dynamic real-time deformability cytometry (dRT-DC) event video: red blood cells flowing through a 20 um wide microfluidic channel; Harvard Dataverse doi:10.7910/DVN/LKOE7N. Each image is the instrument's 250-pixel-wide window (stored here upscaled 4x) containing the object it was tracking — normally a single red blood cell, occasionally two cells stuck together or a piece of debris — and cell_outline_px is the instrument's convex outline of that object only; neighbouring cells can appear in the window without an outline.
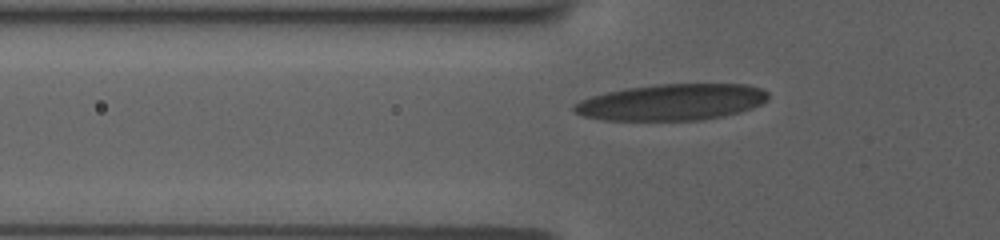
{"species": "human", "species_latin": "Homo sapiens", "temperature_condition": "room temperature", "stored_images_in_passage": 33, "camera_frame_rate_fps": 3000, "um_per_image_px": 0.085, "donor": {"sex": "female"}, "frame": {"image": 1, "passage_image": 4, "time_ms": 1.0, "image_size_px": [1000, 240], "cell_outline_px": [[768, 100], [752, 108], [740, 112], [700, 120], [604, 120], [584, 116], [572, 112], [572, 104], [580, 100], [592, 96], [608, 92], [628, 88], [656, 84], [748, 84], [760, 88], [768, 92]], "centroid_in_image_um": [57.08, 8.68], "position_along_channel_um": 68.7, "area_um2": 41.1}}
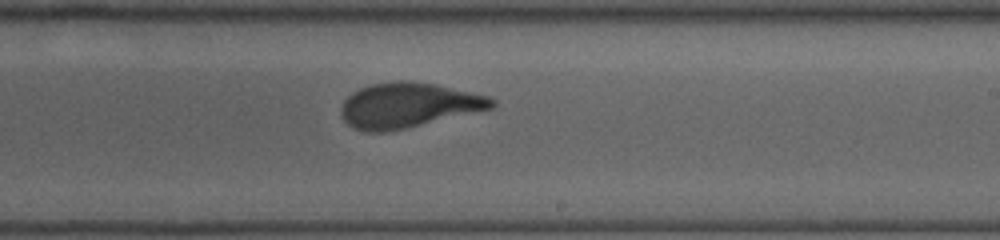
{"frame": {"image": 2, "passage_image": 19, "time_ms": 6.0, "image_size_px": [1000, 240], "cell_outline_px": [[496, 104], [492, 108], [404, 128], [384, 132], [364, 132], [348, 124], [344, 120], [340, 112], [340, 108], [344, 100], [352, 92], [368, 84], [392, 80], [408, 80], [436, 84], [488, 96], [496, 100]], "centroid_in_image_um": [34.66, 8.92], "position_along_channel_um": 254.3, "area_um2": 39.36}}
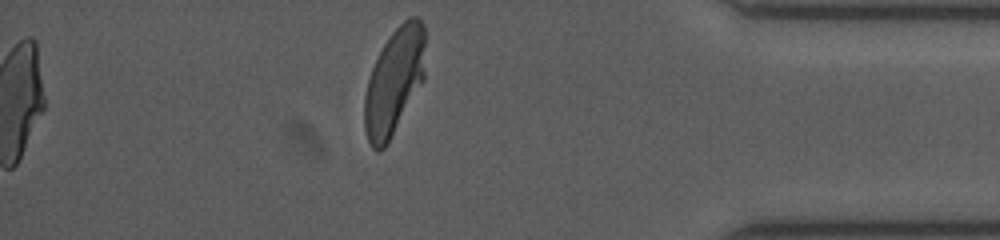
{"frame": {"image": 3, "passage_image": 33, "time_ms": 10.667, "image_size_px": [1000, 240], "cell_outline_px": [[424, 80], [384, 148], [380, 152], [376, 152], [372, 148], [368, 140], [364, 128], [364, 96], [368, 80], [372, 68], [384, 44], [392, 32], [408, 16], [416, 16], [424, 24]], "centroid_in_image_um": [33.49, 6.93], "position_along_channel_um": 401.7, "area_um2": 37.45}, "authors_computed_cell_mechanics": {"area_um2": 39.3618, "velocity_mm_per_s": 3.7528, "shape_relaxation_time_tau1_ms": 6.4859, "shape_relaxation_time_tau2_ms": null, "deformation_change_tau1": 0.2371, "deformation_change_tau2": null}}